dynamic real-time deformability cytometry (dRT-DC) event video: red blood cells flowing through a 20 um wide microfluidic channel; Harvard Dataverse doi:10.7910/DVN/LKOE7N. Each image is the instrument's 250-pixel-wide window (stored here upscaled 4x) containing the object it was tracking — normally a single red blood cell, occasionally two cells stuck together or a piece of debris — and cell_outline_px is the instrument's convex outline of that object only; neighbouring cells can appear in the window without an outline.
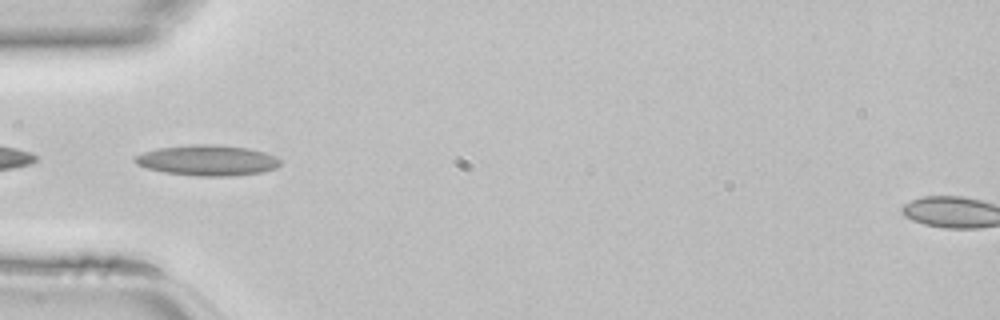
{"species": "common noctule bat (a hibernating species)", "species_latin": "Nyctalus noctula", "temperature_condition": "room temperature", "stored_images_in_passage": 30, "camera_frame_rate_fps": 3000, "um_per_image_px": 0.085, "animal": {"sex": "female", "body_mass_g": 22.7, "forearm_length_mm": 54.2}, "frame": {"image": 1, "passage_image": 13, "time_ms": 4.0, "image_size_px": [1000, 320], "cell_outline_px": [[280, 164], [276, 168], [264, 172], [232, 176], [196, 176], [164, 172], [148, 168], [136, 164], [132, 160], [136, 156], [144, 152], [160, 148], [188, 144], [216, 144], [248, 148], [264, 152], [276, 156], [280, 160]], "centroid_in_image_um": [17.65, 13.63], "position_along_channel_um": 67.3, "area_um2": 26.01}}
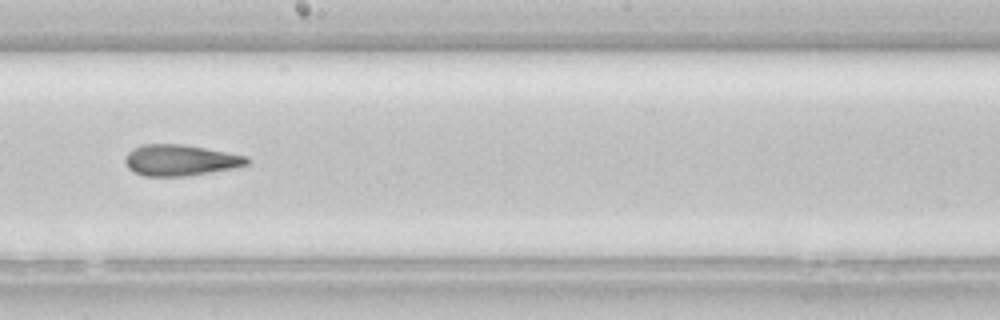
{"frame": {"image": 2, "passage_image": 24, "time_ms": 7.667, "image_size_px": [1000, 320], "cell_outline_px": [[252, 160], [248, 164], [236, 168], [188, 176], [144, 176], [132, 172], [128, 168], [124, 160], [128, 152], [132, 148], [140, 144], [184, 144], [248, 156]], "centroid_in_image_um": [15.33, 13.62], "position_along_channel_um": 232.9, "area_um2": 22.43}}